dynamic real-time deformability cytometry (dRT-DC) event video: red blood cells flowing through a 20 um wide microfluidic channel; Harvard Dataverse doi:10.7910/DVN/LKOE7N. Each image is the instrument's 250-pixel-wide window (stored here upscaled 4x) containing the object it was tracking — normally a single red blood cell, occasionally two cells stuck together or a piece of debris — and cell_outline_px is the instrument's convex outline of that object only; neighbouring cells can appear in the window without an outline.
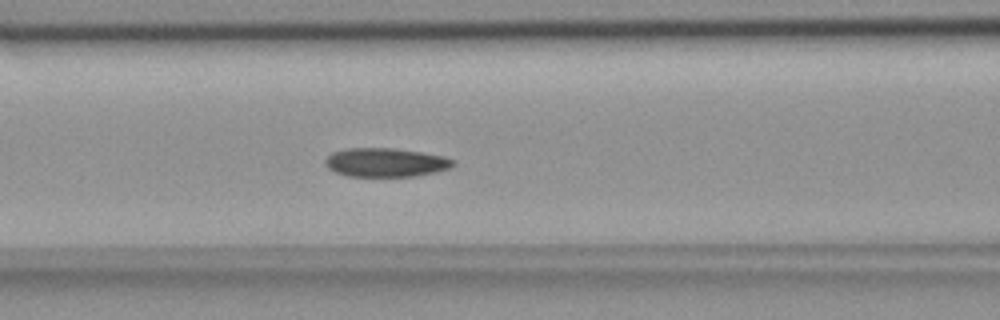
{"species": "common noctule bat (a hibernating species)", "species_latin": "Nyctalus noctula", "temperature_condition": "room temperature", "stored_images_in_passage": 12, "camera_frame_rate_fps": 3000, "um_per_image_px": 0.085, "animal": {"sex": "female", "body_mass_g": 18.4}, "frame": {"image": 1, "passage_image": 9, "time_ms": 2.667, "image_size_px": [1000, 320], "cell_outline_px": [[456, 164], [448, 168], [416, 176], [348, 176], [336, 172], [328, 168], [324, 160], [332, 152], [348, 148], [396, 148], [444, 156], [456, 160]], "centroid_in_image_um": [32.78, 13.8], "position_along_channel_um": 133.8, "area_um2": 21.39}}